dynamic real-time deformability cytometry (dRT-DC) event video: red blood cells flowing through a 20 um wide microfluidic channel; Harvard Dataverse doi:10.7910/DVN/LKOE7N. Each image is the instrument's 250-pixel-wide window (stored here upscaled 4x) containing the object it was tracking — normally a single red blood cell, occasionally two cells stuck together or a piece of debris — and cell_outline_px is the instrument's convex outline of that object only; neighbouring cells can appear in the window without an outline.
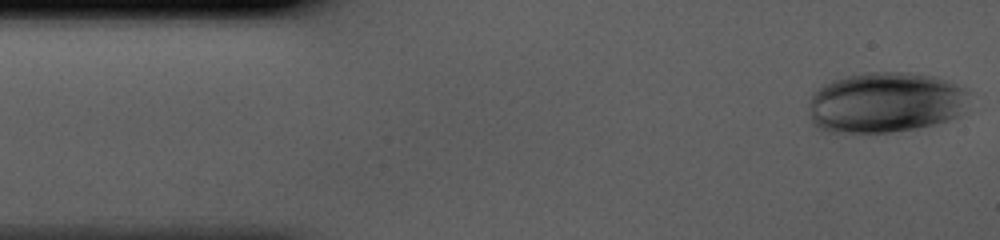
{"species": "human", "species_latin": "Homo sapiens", "temperature_condition": "cold", "stored_images_in_passage": 41, "camera_frame_rate_fps": 3000, "um_per_image_px": 0.085, "donor": {"sex": "male"}, "frame": {"image": 1, "passage_image": 1, "time_ms": 0.0, "image_size_px": [1000, 240], "cell_outline_px": [[968, 92], [964, 112], [960, 116], [936, 124], [916, 128], [888, 132], [844, 136], [820, 132], [812, 124], [808, 116], [808, 104], [812, 92], [820, 84], [832, 80], [848, 76], [868, 72], [908, 72], [932, 76], [968, 88]], "centroid_in_image_um": [75.15, 8.76], "position_along_channel_um": 9.9, "area_um2": 58.55}}
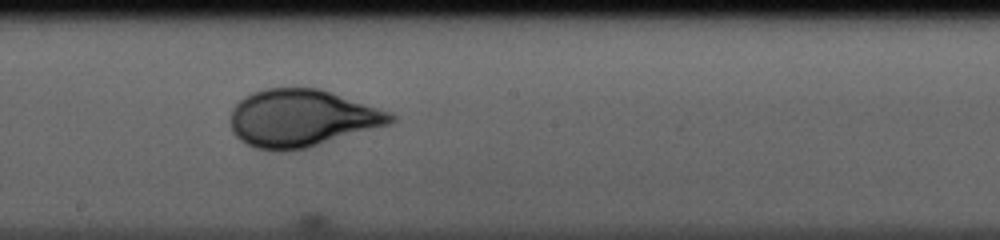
{"frame": {"image": 2, "passage_image": 22, "time_ms": 7.0, "image_size_px": [1000, 240], "cell_outline_px": [[396, 120], [388, 124], [304, 148], [280, 152], [256, 148], [240, 140], [232, 132], [232, 108], [244, 96], [252, 92], [268, 88], [320, 88], [392, 112], [396, 116]], "centroid_in_image_um": [25.64, 10.03], "position_along_channel_um": 222.6, "area_um2": 53.06}}
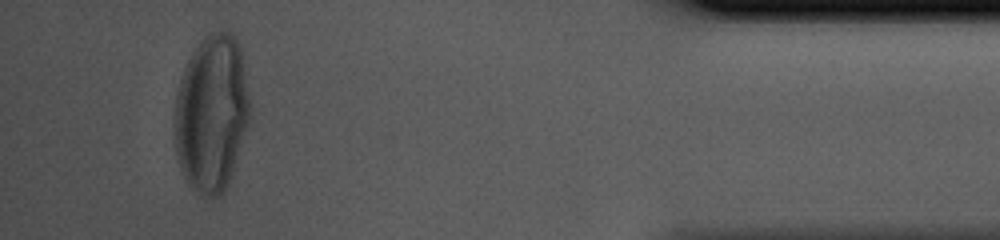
{"frame": {"image": 3, "passage_image": 39, "time_ms": 12.667, "image_size_px": [1000, 240], "cell_outline_px": [[252, 116], [228, 184], [224, 192], [220, 196], [212, 200], [204, 196], [192, 188], [188, 184], [180, 168], [176, 152], [176, 96], [180, 80], [184, 68], [188, 60], [196, 48], [208, 32], [232, 32], [236, 36], [240, 44], [252, 104]], "centroid_in_image_um": [18.05, 9.64], "position_along_channel_um": 417.2, "area_um2": 69.53}}